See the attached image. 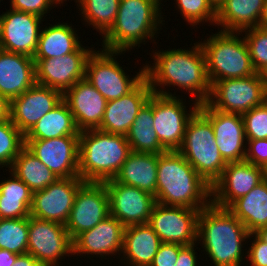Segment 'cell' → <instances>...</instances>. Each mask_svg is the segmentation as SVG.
Listing matches in <instances>:
<instances>
[{
  "label": "cell",
  "mask_w": 267,
  "mask_h": 266,
  "mask_svg": "<svg viewBox=\"0 0 267 266\" xmlns=\"http://www.w3.org/2000/svg\"><path fill=\"white\" fill-rule=\"evenodd\" d=\"M154 63L146 64L145 78L151 89L157 93V87L175 86L185 89L195 97L198 104L206 103L211 92L207 76L206 59L199 43L191 49L176 48L153 51Z\"/></svg>",
  "instance_id": "obj_1"
},
{
  "label": "cell",
  "mask_w": 267,
  "mask_h": 266,
  "mask_svg": "<svg viewBox=\"0 0 267 266\" xmlns=\"http://www.w3.org/2000/svg\"><path fill=\"white\" fill-rule=\"evenodd\" d=\"M156 202L201 210L211 203V186L177 151L158 154ZM209 200V201H208Z\"/></svg>",
  "instance_id": "obj_2"
},
{
  "label": "cell",
  "mask_w": 267,
  "mask_h": 266,
  "mask_svg": "<svg viewBox=\"0 0 267 266\" xmlns=\"http://www.w3.org/2000/svg\"><path fill=\"white\" fill-rule=\"evenodd\" d=\"M249 234L244 224L227 208L210 203L200 210L197 241L198 244L202 241L203 251L213 266H241L247 258L242 248Z\"/></svg>",
  "instance_id": "obj_3"
},
{
  "label": "cell",
  "mask_w": 267,
  "mask_h": 266,
  "mask_svg": "<svg viewBox=\"0 0 267 266\" xmlns=\"http://www.w3.org/2000/svg\"><path fill=\"white\" fill-rule=\"evenodd\" d=\"M160 4L159 0H120L116 20L102 37V49L126 52L148 38L155 41L160 24L165 22Z\"/></svg>",
  "instance_id": "obj_4"
},
{
  "label": "cell",
  "mask_w": 267,
  "mask_h": 266,
  "mask_svg": "<svg viewBox=\"0 0 267 266\" xmlns=\"http://www.w3.org/2000/svg\"><path fill=\"white\" fill-rule=\"evenodd\" d=\"M131 152L125 135L99 129L80 131L79 178L99 183L114 179Z\"/></svg>",
  "instance_id": "obj_5"
},
{
  "label": "cell",
  "mask_w": 267,
  "mask_h": 266,
  "mask_svg": "<svg viewBox=\"0 0 267 266\" xmlns=\"http://www.w3.org/2000/svg\"><path fill=\"white\" fill-rule=\"evenodd\" d=\"M242 33L222 31L199 42L205 55L210 84L222 79L249 77L256 73Z\"/></svg>",
  "instance_id": "obj_6"
},
{
  "label": "cell",
  "mask_w": 267,
  "mask_h": 266,
  "mask_svg": "<svg viewBox=\"0 0 267 266\" xmlns=\"http://www.w3.org/2000/svg\"><path fill=\"white\" fill-rule=\"evenodd\" d=\"M177 151L210 186L228 164L219 152L211 122L199 110L189 120Z\"/></svg>",
  "instance_id": "obj_7"
},
{
  "label": "cell",
  "mask_w": 267,
  "mask_h": 266,
  "mask_svg": "<svg viewBox=\"0 0 267 266\" xmlns=\"http://www.w3.org/2000/svg\"><path fill=\"white\" fill-rule=\"evenodd\" d=\"M87 60L85 79L107 100L119 99L131 92L144 78L145 66L132 78L125 73L115 56L124 52L100 49Z\"/></svg>",
  "instance_id": "obj_8"
},
{
  "label": "cell",
  "mask_w": 267,
  "mask_h": 266,
  "mask_svg": "<svg viewBox=\"0 0 267 266\" xmlns=\"http://www.w3.org/2000/svg\"><path fill=\"white\" fill-rule=\"evenodd\" d=\"M157 88L153 92V128L155 129L160 144L167 150H178L184 139L186 127L191 117L199 110L196 101L190 111H186L183 98L175 96L169 90Z\"/></svg>",
  "instance_id": "obj_9"
},
{
  "label": "cell",
  "mask_w": 267,
  "mask_h": 266,
  "mask_svg": "<svg viewBox=\"0 0 267 266\" xmlns=\"http://www.w3.org/2000/svg\"><path fill=\"white\" fill-rule=\"evenodd\" d=\"M265 102L264 75L222 79L211 85L207 103L225 113L243 114Z\"/></svg>",
  "instance_id": "obj_10"
},
{
  "label": "cell",
  "mask_w": 267,
  "mask_h": 266,
  "mask_svg": "<svg viewBox=\"0 0 267 266\" xmlns=\"http://www.w3.org/2000/svg\"><path fill=\"white\" fill-rule=\"evenodd\" d=\"M27 253L43 266H58V260L73 254V242L66 226L29 216Z\"/></svg>",
  "instance_id": "obj_11"
},
{
  "label": "cell",
  "mask_w": 267,
  "mask_h": 266,
  "mask_svg": "<svg viewBox=\"0 0 267 266\" xmlns=\"http://www.w3.org/2000/svg\"><path fill=\"white\" fill-rule=\"evenodd\" d=\"M200 210L157 203L152 209L148 225L161 242L182 246L197 242Z\"/></svg>",
  "instance_id": "obj_12"
},
{
  "label": "cell",
  "mask_w": 267,
  "mask_h": 266,
  "mask_svg": "<svg viewBox=\"0 0 267 266\" xmlns=\"http://www.w3.org/2000/svg\"><path fill=\"white\" fill-rule=\"evenodd\" d=\"M110 215L105 183L85 182L78 190L70 211L66 230L73 240L81 232L92 229Z\"/></svg>",
  "instance_id": "obj_13"
},
{
  "label": "cell",
  "mask_w": 267,
  "mask_h": 266,
  "mask_svg": "<svg viewBox=\"0 0 267 266\" xmlns=\"http://www.w3.org/2000/svg\"><path fill=\"white\" fill-rule=\"evenodd\" d=\"M93 47L83 45L65 56L34 59L36 83L56 89L64 94L77 81L85 78L86 64Z\"/></svg>",
  "instance_id": "obj_14"
},
{
  "label": "cell",
  "mask_w": 267,
  "mask_h": 266,
  "mask_svg": "<svg viewBox=\"0 0 267 266\" xmlns=\"http://www.w3.org/2000/svg\"><path fill=\"white\" fill-rule=\"evenodd\" d=\"M25 147L58 178H79V135L25 139Z\"/></svg>",
  "instance_id": "obj_15"
},
{
  "label": "cell",
  "mask_w": 267,
  "mask_h": 266,
  "mask_svg": "<svg viewBox=\"0 0 267 266\" xmlns=\"http://www.w3.org/2000/svg\"><path fill=\"white\" fill-rule=\"evenodd\" d=\"M84 183L81 178H58L45 189L33 192L30 216L65 225Z\"/></svg>",
  "instance_id": "obj_16"
},
{
  "label": "cell",
  "mask_w": 267,
  "mask_h": 266,
  "mask_svg": "<svg viewBox=\"0 0 267 266\" xmlns=\"http://www.w3.org/2000/svg\"><path fill=\"white\" fill-rule=\"evenodd\" d=\"M109 196L110 215L125 227L148 224L155 196L137 187L124 185L114 179L104 182Z\"/></svg>",
  "instance_id": "obj_17"
},
{
  "label": "cell",
  "mask_w": 267,
  "mask_h": 266,
  "mask_svg": "<svg viewBox=\"0 0 267 266\" xmlns=\"http://www.w3.org/2000/svg\"><path fill=\"white\" fill-rule=\"evenodd\" d=\"M37 15L16 11L10 8L0 15V49L34 56L39 35L41 32V21Z\"/></svg>",
  "instance_id": "obj_18"
},
{
  "label": "cell",
  "mask_w": 267,
  "mask_h": 266,
  "mask_svg": "<svg viewBox=\"0 0 267 266\" xmlns=\"http://www.w3.org/2000/svg\"><path fill=\"white\" fill-rule=\"evenodd\" d=\"M199 111L211 122L223 159L227 163L244 161L247 145L242 114L218 111L207 102L199 104Z\"/></svg>",
  "instance_id": "obj_19"
},
{
  "label": "cell",
  "mask_w": 267,
  "mask_h": 266,
  "mask_svg": "<svg viewBox=\"0 0 267 266\" xmlns=\"http://www.w3.org/2000/svg\"><path fill=\"white\" fill-rule=\"evenodd\" d=\"M63 100V94L35 83L10 101L9 119L26 135L34 125Z\"/></svg>",
  "instance_id": "obj_20"
},
{
  "label": "cell",
  "mask_w": 267,
  "mask_h": 266,
  "mask_svg": "<svg viewBox=\"0 0 267 266\" xmlns=\"http://www.w3.org/2000/svg\"><path fill=\"white\" fill-rule=\"evenodd\" d=\"M263 181L261 167L247 161L230 162L211 186V203L228 208Z\"/></svg>",
  "instance_id": "obj_21"
},
{
  "label": "cell",
  "mask_w": 267,
  "mask_h": 266,
  "mask_svg": "<svg viewBox=\"0 0 267 266\" xmlns=\"http://www.w3.org/2000/svg\"><path fill=\"white\" fill-rule=\"evenodd\" d=\"M152 93L149 82L144 78L128 94L119 99L107 101L102 122L97 129L126 136L139 110L148 101Z\"/></svg>",
  "instance_id": "obj_22"
},
{
  "label": "cell",
  "mask_w": 267,
  "mask_h": 266,
  "mask_svg": "<svg viewBox=\"0 0 267 266\" xmlns=\"http://www.w3.org/2000/svg\"><path fill=\"white\" fill-rule=\"evenodd\" d=\"M124 229L125 226L120 221L109 215L95 227L81 232L72 240V255H96L101 258L117 255L122 252Z\"/></svg>",
  "instance_id": "obj_23"
},
{
  "label": "cell",
  "mask_w": 267,
  "mask_h": 266,
  "mask_svg": "<svg viewBox=\"0 0 267 266\" xmlns=\"http://www.w3.org/2000/svg\"><path fill=\"white\" fill-rule=\"evenodd\" d=\"M63 100L80 131L97 129L100 126L107 100L85 78L70 87L63 94Z\"/></svg>",
  "instance_id": "obj_24"
},
{
  "label": "cell",
  "mask_w": 267,
  "mask_h": 266,
  "mask_svg": "<svg viewBox=\"0 0 267 266\" xmlns=\"http://www.w3.org/2000/svg\"><path fill=\"white\" fill-rule=\"evenodd\" d=\"M36 83L32 57L0 49V94L9 102Z\"/></svg>",
  "instance_id": "obj_25"
},
{
  "label": "cell",
  "mask_w": 267,
  "mask_h": 266,
  "mask_svg": "<svg viewBox=\"0 0 267 266\" xmlns=\"http://www.w3.org/2000/svg\"><path fill=\"white\" fill-rule=\"evenodd\" d=\"M161 243L158 235L148 224L126 226L121 259L126 260V263H123L128 266H150Z\"/></svg>",
  "instance_id": "obj_26"
},
{
  "label": "cell",
  "mask_w": 267,
  "mask_h": 266,
  "mask_svg": "<svg viewBox=\"0 0 267 266\" xmlns=\"http://www.w3.org/2000/svg\"><path fill=\"white\" fill-rule=\"evenodd\" d=\"M157 166L158 154L131 152L114 180L155 195L157 192Z\"/></svg>",
  "instance_id": "obj_27"
},
{
  "label": "cell",
  "mask_w": 267,
  "mask_h": 266,
  "mask_svg": "<svg viewBox=\"0 0 267 266\" xmlns=\"http://www.w3.org/2000/svg\"><path fill=\"white\" fill-rule=\"evenodd\" d=\"M265 0H225L216 10V25L222 31L241 32L257 27Z\"/></svg>",
  "instance_id": "obj_28"
},
{
  "label": "cell",
  "mask_w": 267,
  "mask_h": 266,
  "mask_svg": "<svg viewBox=\"0 0 267 266\" xmlns=\"http://www.w3.org/2000/svg\"><path fill=\"white\" fill-rule=\"evenodd\" d=\"M41 29L37 50L33 59H47L65 56L77 51L82 43L77 30L68 23L49 24ZM76 31V32H75Z\"/></svg>",
  "instance_id": "obj_29"
},
{
  "label": "cell",
  "mask_w": 267,
  "mask_h": 266,
  "mask_svg": "<svg viewBox=\"0 0 267 266\" xmlns=\"http://www.w3.org/2000/svg\"><path fill=\"white\" fill-rule=\"evenodd\" d=\"M249 233L267 227V182L262 181L227 208Z\"/></svg>",
  "instance_id": "obj_30"
},
{
  "label": "cell",
  "mask_w": 267,
  "mask_h": 266,
  "mask_svg": "<svg viewBox=\"0 0 267 266\" xmlns=\"http://www.w3.org/2000/svg\"><path fill=\"white\" fill-rule=\"evenodd\" d=\"M153 93L139 110L126 138L132 152L161 154L167 151L153 128Z\"/></svg>",
  "instance_id": "obj_31"
},
{
  "label": "cell",
  "mask_w": 267,
  "mask_h": 266,
  "mask_svg": "<svg viewBox=\"0 0 267 266\" xmlns=\"http://www.w3.org/2000/svg\"><path fill=\"white\" fill-rule=\"evenodd\" d=\"M10 179L0 182V219L30 216L32 191L10 170Z\"/></svg>",
  "instance_id": "obj_32"
},
{
  "label": "cell",
  "mask_w": 267,
  "mask_h": 266,
  "mask_svg": "<svg viewBox=\"0 0 267 266\" xmlns=\"http://www.w3.org/2000/svg\"><path fill=\"white\" fill-rule=\"evenodd\" d=\"M74 117L62 100L54 109L44 115L25 135V139H51L68 135H79Z\"/></svg>",
  "instance_id": "obj_33"
},
{
  "label": "cell",
  "mask_w": 267,
  "mask_h": 266,
  "mask_svg": "<svg viewBox=\"0 0 267 266\" xmlns=\"http://www.w3.org/2000/svg\"><path fill=\"white\" fill-rule=\"evenodd\" d=\"M9 170L22 180L32 192L45 189L58 177L35 155L24 147Z\"/></svg>",
  "instance_id": "obj_34"
},
{
  "label": "cell",
  "mask_w": 267,
  "mask_h": 266,
  "mask_svg": "<svg viewBox=\"0 0 267 266\" xmlns=\"http://www.w3.org/2000/svg\"><path fill=\"white\" fill-rule=\"evenodd\" d=\"M86 24L104 36L113 26L120 0H75Z\"/></svg>",
  "instance_id": "obj_35"
},
{
  "label": "cell",
  "mask_w": 267,
  "mask_h": 266,
  "mask_svg": "<svg viewBox=\"0 0 267 266\" xmlns=\"http://www.w3.org/2000/svg\"><path fill=\"white\" fill-rule=\"evenodd\" d=\"M28 217L0 219V249L14 254L27 253Z\"/></svg>",
  "instance_id": "obj_36"
},
{
  "label": "cell",
  "mask_w": 267,
  "mask_h": 266,
  "mask_svg": "<svg viewBox=\"0 0 267 266\" xmlns=\"http://www.w3.org/2000/svg\"><path fill=\"white\" fill-rule=\"evenodd\" d=\"M25 147V135L10 119L0 122V166L8 169Z\"/></svg>",
  "instance_id": "obj_37"
},
{
  "label": "cell",
  "mask_w": 267,
  "mask_h": 266,
  "mask_svg": "<svg viewBox=\"0 0 267 266\" xmlns=\"http://www.w3.org/2000/svg\"><path fill=\"white\" fill-rule=\"evenodd\" d=\"M243 32H245L244 38L249 48L253 68L256 73H265L267 71V29L257 26L241 31Z\"/></svg>",
  "instance_id": "obj_38"
},
{
  "label": "cell",
  "mask_w": 267,
  "mask_h": 266,
  "mask_svg": "<svg viewBox=\"0 0 267 266\" xmlns=\"http://www.w3.org/2000/svg\"><path fill=\"white\" fill-rule=\"evenodd\" d=\"M177 8L190 25H199L202 22L216 23V9L209 0H174Z\"/></svg>",
  "instance_id": "obj_39"
},
{
  "label": "cell",
  "mask_w": 267,
  "mask_h": 266,
  "mask_svg": "<svg viewBox=\"0 0 267 266\" xmlns=\"http://www.w3.org/2000/svg\"><path fill=\"white\" fill-rule=\"evenodd\" d=\"M246 139H267V103L242 114Z\"/></svg>",
  "instance_id": "obj_40"
},
{
  "label": "cell",
  "mask_w": 267,
  "mask_h": 266,
  "mask_svg": "<svg viewBox=\"0 0 267 266\" xmlns=\"http://www.w3.org/2000/svg\"><path fill=\"white\" fill-rule=\"evenodd\" d=\"M64 0H10V8L16 11L31 13L41 18L49 13L52 6L57 4H64ZM54 4V5H53Z\"/></svg>",
  "instance_id": "obj_41"
},
{
  "label": "cell",
  "mask_w": 267,
  "mask_h": 266,
  "mask_svg": "<svg viewBox=\"0 0 267 266\" xmlns=\"http://www.w3.org/2000/svg\"><path fill=\"white\" fill-rule=\"evenodd\" d=\"M245 143L248 144L245 161L258 167L267 163V139H246Z\"/></svg>",
  "instance_id": "obj_42"
},
{
  "label": "cell",
  "mask_w": 267,
  "mask_h": 266,
  "mask_svg": "<svg viewBox=\"0 0 267 266\" xmlns=\"http://www.w3.org/2000/svg\"><path fill=\"white\" fill-rule=\"evenodd\" d=\"M180 244L162 242L150 266H175Z\"/></svg>",
  "instance_id": "obj_43"
},
{
  "label": "cell",
  "mask_w": 267,
  "mask_h": 266,
  "mask_svg": "<svg viewBox=\"0 0 267 266\" xmlns=\"http://www.w3.org/2000/svg\"><path fill=\"white\" fill-rule=\"evenodd\" d=\"M251 238L253 239L251 246L245 252L248 258L247 262L251 263L250 266H267V244L261 241L254 233L249 234L248 239L251 240Z\"/></svg>",
  "instance_id": "obj_44"
},
{
  "label": "cell",
  "mask_w": 267,
  "mask_h": 266,
  "mask_svg": "<svg viewBox=\"0 0 267 266\" xmlns=\"http://www.w3.org/2000/svg\"><path fill=\"white\" fill-rule=\"evenodd\" d=\"M196 243L191 245L182 246L179 250L178 258L175 262V266H198L195 250ZM195 248V249H194Z\"/></svg>",
  "instance_id": "obj_45"
},
{
  "label": "cell",
  "mask_w": 267,
  "mask_h": 266,
  "mask_svg": "<svg viewBox=\"0 0 267 266\" xmlns=\"http://www.w3.org/2000/svg\"><path fill=\"white\" fill-rule=\"evenodd\" d=\"M13 266H43L37 259H35L31 254L25 253L20 254L16 257Z\"/></svg>",
  "instance_id": "obj_46"
},
{
  "label": "cell",
  "mask_w": 267,
  "mask_h": 266,
  "mask_svg": "<svg viewBox=\"0 0 267 266\" xmlns=\"http://www.w3.org/2000/svg\"><path fill=\"white\" fill-rule=\"evenodd\" d=\"M17 256L18 255L13 252L0 249V266H13Z\"/></svg>",
  "instance_id": "obj_47"
},
{
  "label": "cell",
  "mask_w": 267,
  "mask_h": 266,
  "mask_svg": "<svg viewBox=\"0 0 267 266\" xmlns=\"http://www.w3.org/2000/svg\"><path fill=\"white\" fill-rule=\"evenodd\" d=\"M10 102L0 94V122L9 119Z\"/></svg>",
  "instance_id": "obj_48"
},
{
  "label": "cell",
  "mask_w": 267,
  "mask_h": 266,
  "mask_svg": "<svg viewBox=\"0 0 267 266\" xmlns=\"http://www.w3.org/2000/svg\"><path fill=\"white\" fill-rule=\"evenodd\" d=\"M260 27L267 29V0H265V5L262 11V15L260 18V23L259 25Z\"/></svg>",
  "instance_id": "obj_49"
},
{
  "label": "cell",
  "mask_w": 267,
  "mask_h": 266,
  "mask_svg": "<svg viewBox=\"0 0 267 266\" xmlns=\"http://www.w3.org/2000/svg\"><path fill=\"white\" fill-rule=\"evenodd\" d=\"M254 234L263 242L267 244V227L261 228L254 232Z\"/></svg>",
  "instance_id": "obj_50"
},
{
  "label": "cell",
  "mask_w": 267,
  "mask_h": 266,
  "mask_svg": "<svg viewBox=\"0 0 267 266\" xmlns=\"http://www.w3.org/2000/svg\"><path fill=\"white\" fill-rule=\"evenodd\" d=\"M261 170H262V178H263V181L267 182V163H265L261 167Z\"/></svg>",
  "instance_id": "obj_51"
},
{
  "label": "cell",
  "mask_w": 267,
  "mask_h": 266,
  "mask_svg": "<svg viewBox=\"0 0 267 266\" xmlns=\"http://www.w3.org/2000/svg\"><path fill=\"white\" fill-rule=\"evenodd\" d=\"M209 1L214 6V8L217 10L225 0H209Z\"/></svg>",
  "instance_id": "obj_52"
},
{
  "label": "cell",
  "mask_w": 267,
  "mask_h": 266,
  "mask_svg": "<svg viewBox=\"0 0 267 266\" xmlns=\"http://www.w3.org/2000/svg\"><path fill=\"white\" fill-rule=\"evenodd\" d=\"M264 75V80H265V89H267V71L263 73Z\"/></svg>",
  "instance_id": "obj_53"
},
{
  "label": "cell",
  "mask_w": 267,
  "mask_h": 266,
  "mask_svg": "<svg viewBox=\"0 0 267 266\" xmlns=\"http://www.w3.org/2000/svg\"><path fill=\"white\" fill-rule=\"evenodd\" d=\"M265 102L267 103V89H265Z\"/></svg>",
  "instance_id": "obj_54"
}]
</instances>
